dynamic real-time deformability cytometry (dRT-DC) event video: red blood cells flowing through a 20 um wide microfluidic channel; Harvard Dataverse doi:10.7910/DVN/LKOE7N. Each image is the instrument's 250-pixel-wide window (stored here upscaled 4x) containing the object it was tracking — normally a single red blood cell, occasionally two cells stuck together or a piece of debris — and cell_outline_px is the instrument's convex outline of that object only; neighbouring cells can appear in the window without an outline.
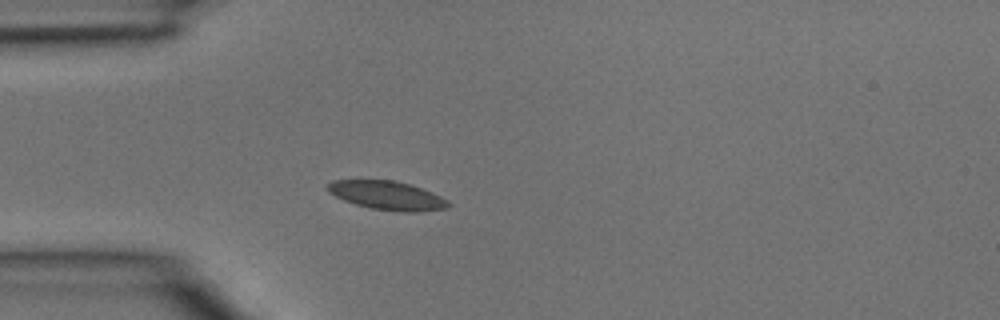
{"species": "common noctule bat (a hibernating species)", "species_latin": "Nyctalus noctula", "temperature_condition": "room temperature", "stored_images_in_passage": 2, "camera_frame_rate_fps": 3000, "um_per_image_px": 0.085, "animal": {"sex": "male", "body_mass_g": 15.6}, "frame": {"image": 1, "passage_image": 2, "time_ms": 0.333, "image_size_px": [1000, 320], "cell_outline_px": [[452, 204], [448, 208], [420, 212], [400, 212], [372, 208], [356, 204], [344, 200], [328, 192], [328, 184], [332, 180], [392, 180], [408, 184], [432, 192], [448, 200]], "centroid_in_image_um": [32.95, 16.62], "position_along_channel_um": 52.1, "area_um2": 20.11}}